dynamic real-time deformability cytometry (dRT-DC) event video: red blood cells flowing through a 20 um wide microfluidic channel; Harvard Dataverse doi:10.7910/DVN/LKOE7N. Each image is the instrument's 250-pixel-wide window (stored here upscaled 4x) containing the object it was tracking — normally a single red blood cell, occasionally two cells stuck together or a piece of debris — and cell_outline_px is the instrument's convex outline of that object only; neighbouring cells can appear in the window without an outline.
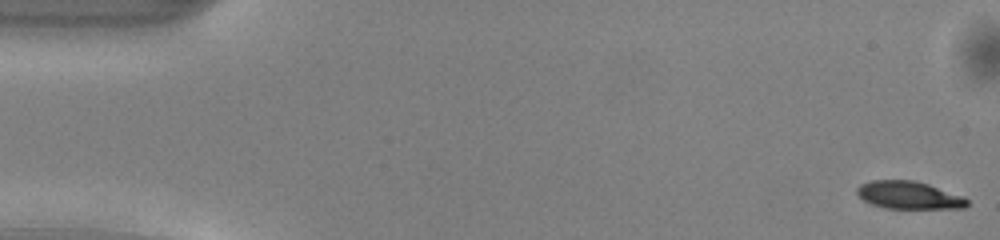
{"species": "common noctule bat (a hibernating species)", "species_latin": "Nyctalus noctula", "temperature_condition": "warm", "stored_images_in_passage": 50, "camera_frame_rate_fps": 3000, "um_per_image_px": 0.085, "animal": {"sex": "male", "body_mass_g": 13.0, "forearm_length_mm": 53.1}, "frame": {"image": 1, "passage_image": 1, "time_ms": 0.0, "image_size_px": [1000, 240], "cell_outline_px": [[968, 204], [964, 208], [884, 208], [872, 204], [864, 200], [856, 192], [856, 188], [860, 184], [872, 180], [916, 180], [964, 196], [968, 200]], "centroid_in_image_um": [77.25, 16.58], "position_along_channel_um": 7.7, "area_um2": 17.74}}
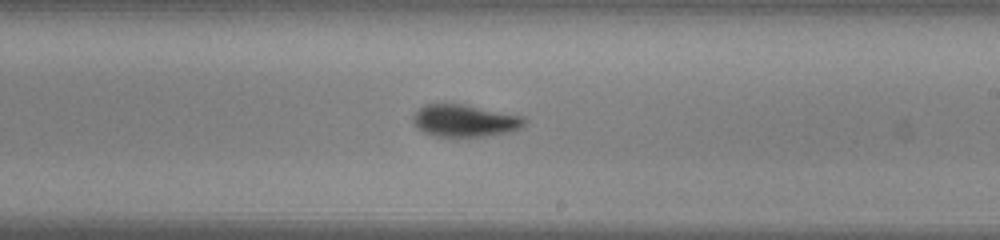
{"frame": {"image": 2, "passage_image": 29, "time_ms": 9.333, "image_size_px": [1000, 240], "cell_outline_px": [[528, 120], [520, 128], [508, 132], [488, 136], [432, 136], [424, 132], [412, 120], [412, 116], [424, 104], [460, 104], [520, 116]], "centroid_in_image_um": [39.48, 10.27], "position_along_channel_um": 249.5, "area_um2": 20.4}}
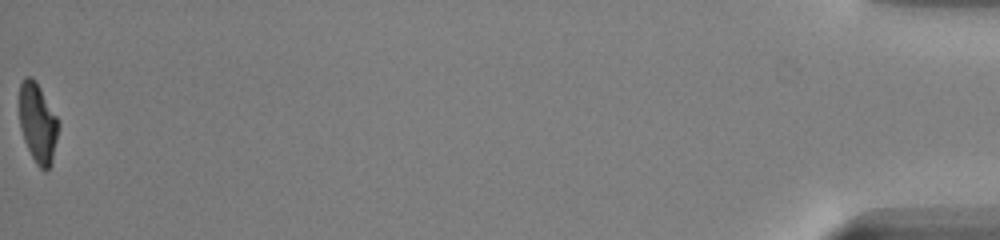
{"frame": {"image": 3, "passage_image": 50, "time_ms": 16.333, "image_size_px": [1000, 240], "cell_outline_px": [[60, 124], [52, 164], [44, 172], [36, 164], [24, 140], [20, 128], [20, 84], [24, 76], [32, 76], [36, 80], [60, 120]], "centroid_in_image_um": [3.24, 10.44], "position_along_channel_um": 432.0, "area_um2": 18.5}, "authors_computed_cell_mechanics": {"area_um2": 19.5364, "velocity_mm_per_s": 4.1283, "shape_relaxation_time_tau1_ms": 3.073, "shape_relaxation_time_tau2_ms": 1.8387, "deformation_change_tau1": 0.1433, "deformation_change_tau2": 0.0747}}